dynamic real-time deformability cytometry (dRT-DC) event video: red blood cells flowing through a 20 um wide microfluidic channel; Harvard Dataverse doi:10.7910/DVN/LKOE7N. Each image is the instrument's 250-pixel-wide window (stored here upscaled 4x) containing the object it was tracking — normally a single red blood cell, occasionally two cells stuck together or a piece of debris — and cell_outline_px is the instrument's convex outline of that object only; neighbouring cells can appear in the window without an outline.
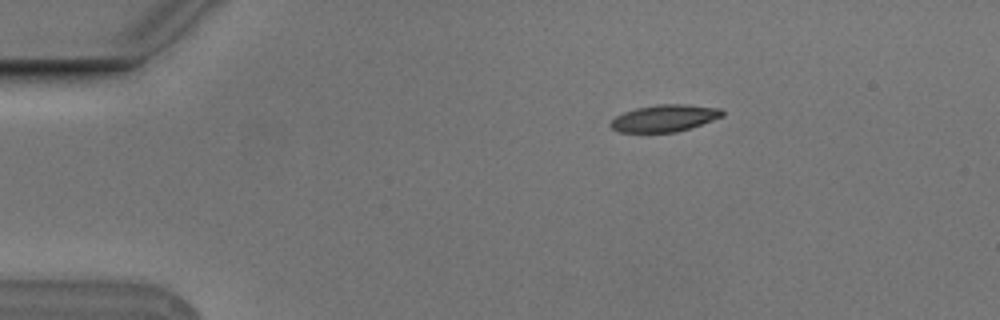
{"species": "Egyptian fruit bat (a non-hibernating species)", "species_latin": "Rousettus aegyptiacus", "temperature_condition": "cold", "stored_images_in_passage": 2, "camera_frame_rate_fps": 3000, "um_per_image_px": 0.085, "animal": {"sex": "male"}, "frame": {"image": 1, "passage_image": 1, "time_ms": 0.0, "image_size_px": [1000, 320], "cell_outline_px": [[724, 116], [676, 132], [620, 132], [612, 128], [608, 124], [616, 116], [624, 112], [636, 108], [656, 104], [688, 104], [720, 108], [724, 112]], "centroid_in_image_um": [56.47, 10.03], "position_along_channel_um": 28.5, "area_um2": 17.46}}